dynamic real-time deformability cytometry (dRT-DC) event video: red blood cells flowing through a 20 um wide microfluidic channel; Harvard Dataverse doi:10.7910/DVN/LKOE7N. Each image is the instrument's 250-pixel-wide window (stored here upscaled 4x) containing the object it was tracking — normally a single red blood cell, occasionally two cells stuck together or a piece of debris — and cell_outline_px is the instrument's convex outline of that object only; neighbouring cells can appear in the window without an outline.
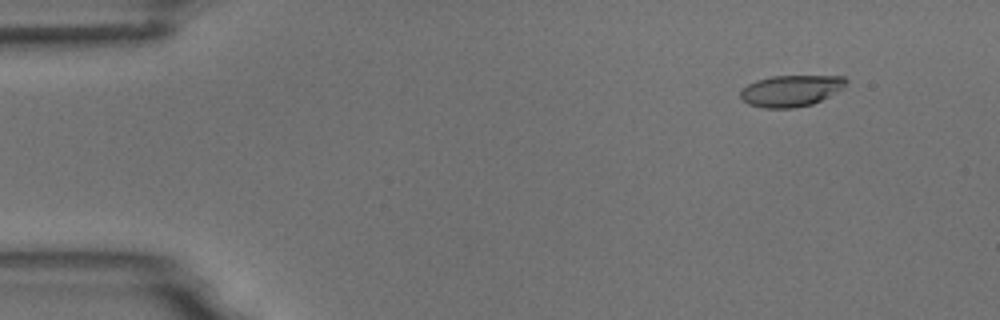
{"species": "common noctule bat (a hibernating species)", "species_latin": "Nyctalus noctula", "temperature_condition": "room temperature", "stored_images_in_passage": 6, "camera_frame_rate_fps": 3000, "um_per_image_px": 0.085, "animal": {"sex": "male", "body_mass_g": 18.8}, "frame": {"image": 1, "passage_image": 2, "time_ms": 1.0, "image_size_px": [1000, 320], "cell_outline_px": [[848, 80], [844, 88], [812, 104], [792, 108], [764, 108], [748, 104], [740, 96], [740, 92], [748, 84], [756, 80], [772, 76], [844, 76]], "centroid_in_image_um": [67.24, 7.71], "position_along_channel_um": 17.8, "area_um2": 19.19}}
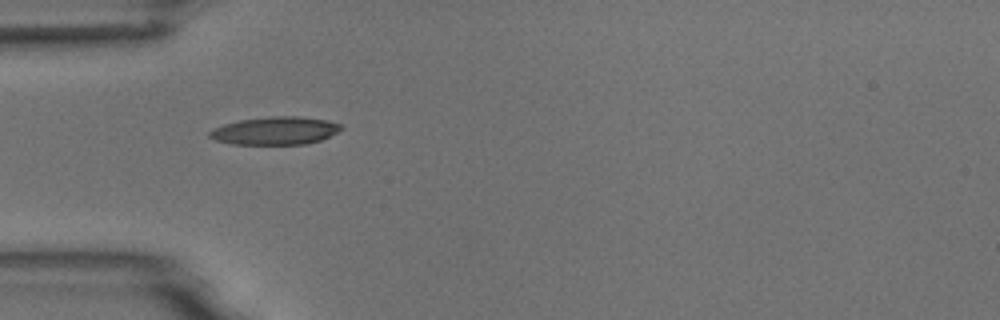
{"frame": {"image": 2, "passage_image": 5, "time_ms": 4.667, "image_size_px": [1000, 320], "cell_outline_px": [[344, 128], [320, 140], [304, 144], [232, 144], [216, 140], [208, 136], [208, 132], [224, 124], [240, 120], [272, 116], [296, 116], [328, 120], [340, 124]], "centroid_in_image_um": [23.39, 11.11], "position_along_channel_um": 61.6, "area_um2": 21.15}}